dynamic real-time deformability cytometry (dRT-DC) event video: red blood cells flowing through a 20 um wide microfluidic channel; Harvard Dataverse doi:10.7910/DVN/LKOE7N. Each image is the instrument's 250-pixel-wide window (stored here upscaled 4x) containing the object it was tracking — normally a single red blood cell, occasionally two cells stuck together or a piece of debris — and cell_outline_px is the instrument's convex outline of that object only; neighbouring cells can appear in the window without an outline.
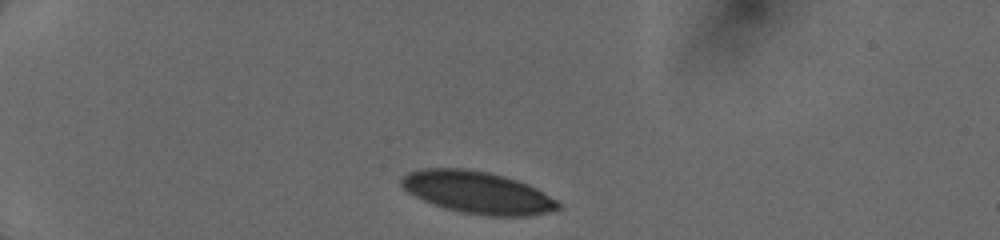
{"species": "human", "species_latin": "Homo sapiens", "temperature_condition": "cold", "stored_images_in_passage": 21, "camera_frame_rate_fps": 3000, "um_per_image_px": 0.085, "donor": {"sex": "female"}, "frame": {"image": 1, "passage_image": 1, "time_ms": 0.0, "image_size_px": [1000, 240], "cell_outline_px": [[560, 208], [548, 212], [528, 216], [484, 216], [460, 212], [444, 208], [432, 204], [408, 192], [400, 184], [400, 176], [408, 172], [420, 168], [464, 168], [488, 172], [504, 176], [528, 184], [536, 188], [556, 200], [560, 204]], "centroid_in_image_um": [40.55, 16.35], "position_along_channel_um": 44.5, "area_um2": 38.61}}
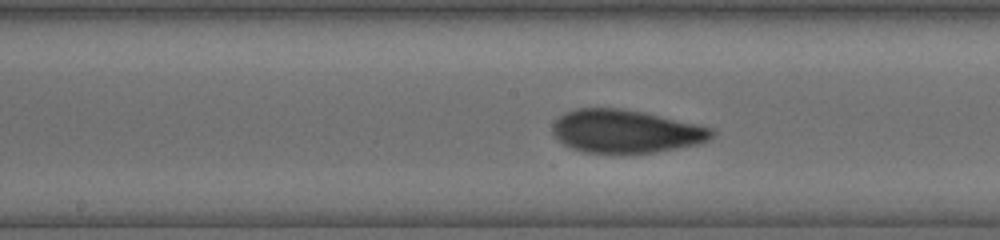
{"frame": {"image": 2, "passage_image": 11, "time_ms": 5.0, "image_size_px": [1000, 240], "cell_outline_px": [[716, 136], [700, 144], [656, 152], [584, 152], [568, 148], [552, 136], [552, 124], [564, 112], [576, 108], [624, 108], [644, 112], [716, 128]], "centroid_in_image_um": [53.2, 11.15], "position_along_channel_um": 195.0, "area_um2": 40.52}}
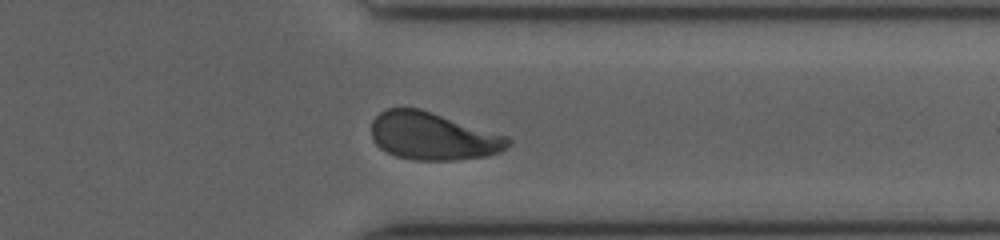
{"frame": {"image": 3, "passage_image": 19, "time_ms": 9.333, "image_size_px": [1000, 240], "cell_outline_px": [[512, 144], [500, 152], [488, 156], [456, 160], [412, 160], [396, 156], [380, 148], [372, 140], [372, 120], [380, 112], [388, 108], [420, 108], [508, 136], [512, 140]], "centroid_in_image_um": [36.82, 11.58], "position_along_channel_um": 374.6, "area_um2": 38.15}}